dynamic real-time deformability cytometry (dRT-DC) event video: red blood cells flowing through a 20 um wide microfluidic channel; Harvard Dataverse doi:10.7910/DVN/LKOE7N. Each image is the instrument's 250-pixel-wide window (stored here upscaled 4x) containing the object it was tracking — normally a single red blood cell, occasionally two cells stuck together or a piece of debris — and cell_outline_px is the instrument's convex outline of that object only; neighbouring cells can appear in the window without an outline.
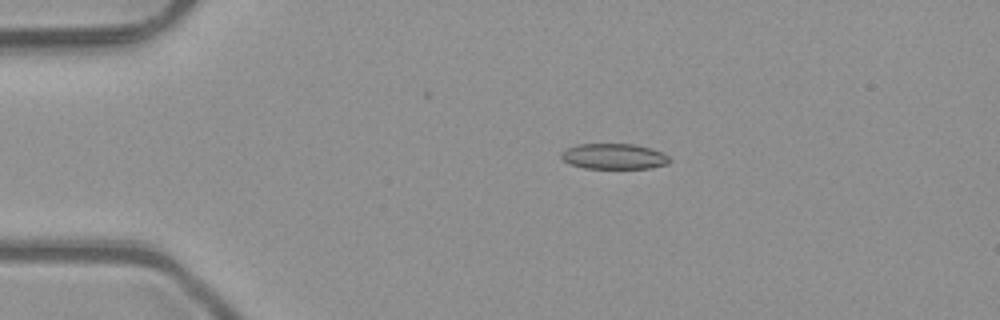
{"species": "common noctule bat (a hibernating species)", "species_latin": "Nyctalus noctula", "temperature_condition": "room temperature", "stored_images_in_passage": 7, "camera_frame_rate_fps": 3000, "um_per_image_px": 0.085, "animal": {"sex": "male", "body_mass_g": 23.1, "forearm_length_mm": 52.7}, "frame": {"image": 1, "passage_image": 4, "time_ms": 1.0, "image_size_px": [1000, 320], "cell_outline_px": [[672, 160], [668, 164], [648, 168], [584, 168], [572, 164], [564, 160], [560, 156], [560, 152], [576, 144], [636, 144], [652, 148], [668, 156]], "centroid_in_image_um": [52.2, 13.28], "position_along_channel_um": 32.8, "area_um2": 16.13}}
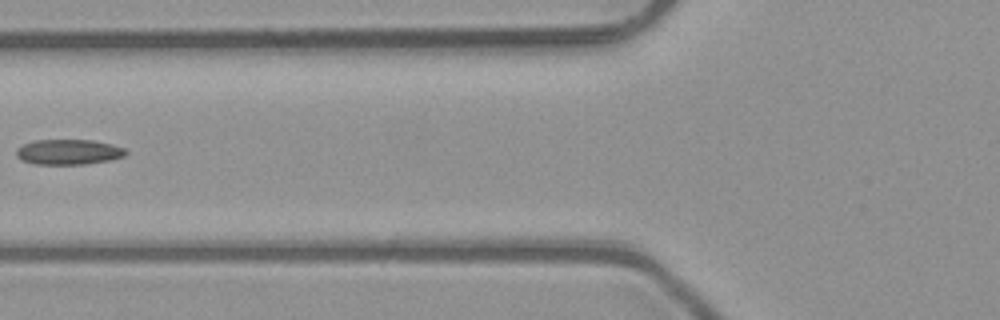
{"frame": {"image": 2, "passage_image": 6, "time_ms": 1.667, "image_size_px": [1000, 320], "cell_outline_px": [[128, 152], [124, 156], [108, 160], [84, 164], [36, 164], [20, 160], [16, 156], [16, 148], [32, 140], [92, 140], [112, 144], [124, 148]], "centroid_in_image_um": [5.79, 12.91], "position_along_channel_um": 120.0, "area_um2": 16.13}}
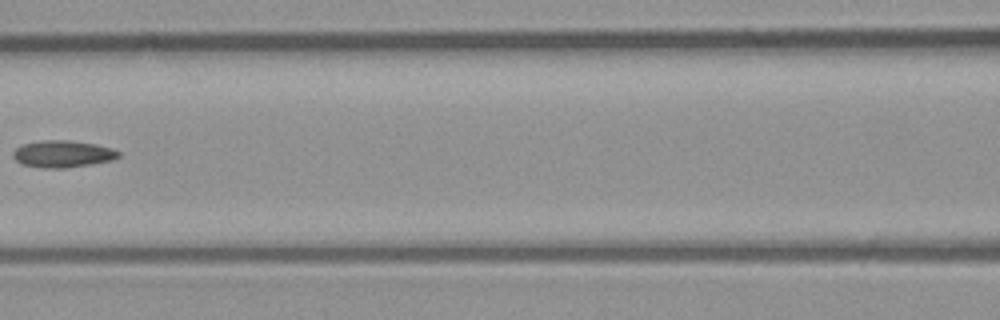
{"frame": {"image": 3, "passage_image": 7, "time_ms": 2.0, "image_size_px": [1000, 320], "cell_outline_px": [[120, 156], [112, 160], [92, 164], [64, 168], [40, 168], [20, 164], [12, 156], [12, 152], [20, 144], [40, 140], [68, 140], [96, 144], [112, 148], [120, 152]], "centroid_in_image_um": [5.29, 13.08], "position_along_channel_um": 161.3, "area_um2": 16.82}}